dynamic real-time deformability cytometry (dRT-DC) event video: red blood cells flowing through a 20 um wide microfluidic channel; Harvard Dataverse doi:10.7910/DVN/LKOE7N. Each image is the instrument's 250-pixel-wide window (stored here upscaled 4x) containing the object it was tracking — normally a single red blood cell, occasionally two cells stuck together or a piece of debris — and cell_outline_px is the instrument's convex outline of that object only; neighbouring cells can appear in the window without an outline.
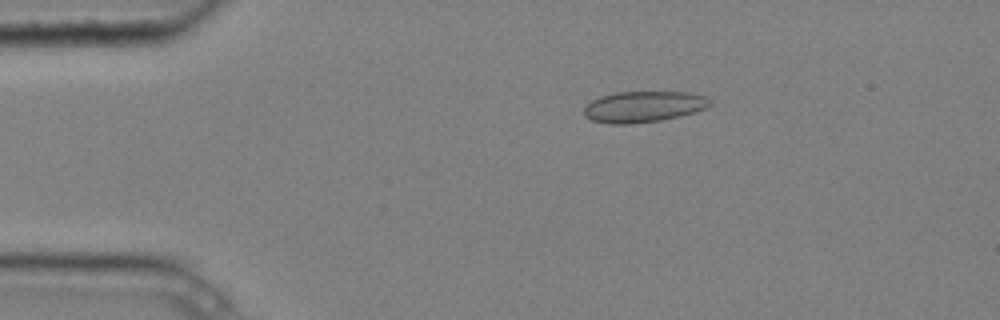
{"species": "common noctule bat (a hibernating species)", "species_latin": "Nyctalus noctula", "temperature_condition": "cold", "stored_images_in_passage": 11, "camera_frame_rate_fps": 3000, "um_per_image_px": 0.085, "animal": {"sex": "male", "body_mass_g": 20.4}, "frame": {"image": 1, "passage_image": 1, "time_ms": 0.0, "image_size_px": [1000, 320], "cell_outline_px": [[712, 104], [704, 108], [692, 112], [660, 120], [632, 124], [612, 124], [592, 120], [584, 116], [584, 108], [592, 100], [600, 96], [616, 92], [692, 92], [708, 96], [712, 100]], "centroid_in_image_um": [54.71, 9.05], "position_along_channel_um": 30.3, "area_um2": 22.77}}
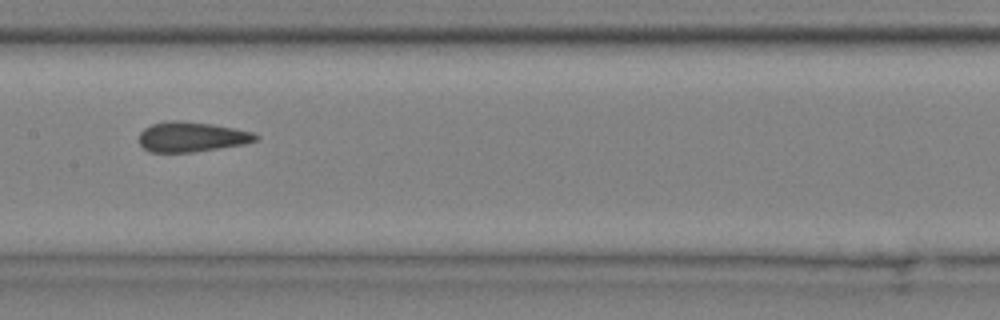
{"frame": {"image": 2, "passage_image": 6, "time_ms": 1.667, "image_size_px": [1000, 320], "cell_outline_px": [[260, 140], [244, 144], [196, 152], [148, 152], [140, 144], [140, 132], [144, 128], [152, 124], [172, 120], [180, 120], [212, 124], [252, 132], [260, 136]], "centroid_in_image_um": [16.31, 11.64], "position_along_channel_um": 191.1, "area_um2": 20.46}}
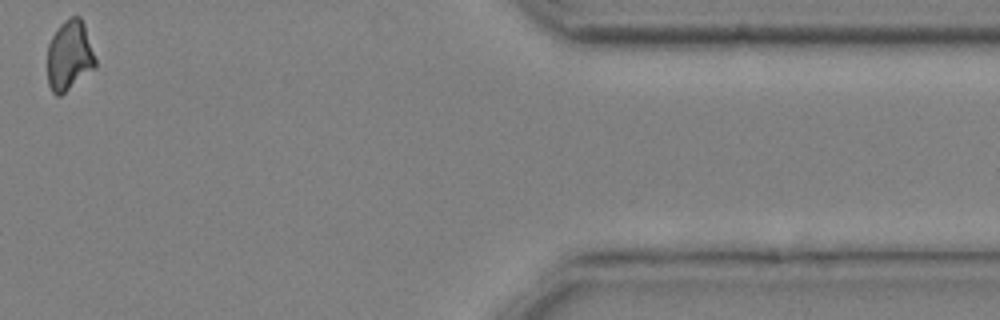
{"frame": {"image": 3, "passage_image": 11, "time_ms": 3.333, "image_size_px": [1000, 320], "cell_outline_px": [[96, 68], [60, 96], [56, 96], [52, 92], [48, 84], [48, 44], [52, 36], [60, 24], [68, 16], [80, 16], [84, 24], [96, 60]], "centroid_in_image_um": [5.9, 4.73], "position_along_channel_um": 405.5, "area_um2": 19.71}}